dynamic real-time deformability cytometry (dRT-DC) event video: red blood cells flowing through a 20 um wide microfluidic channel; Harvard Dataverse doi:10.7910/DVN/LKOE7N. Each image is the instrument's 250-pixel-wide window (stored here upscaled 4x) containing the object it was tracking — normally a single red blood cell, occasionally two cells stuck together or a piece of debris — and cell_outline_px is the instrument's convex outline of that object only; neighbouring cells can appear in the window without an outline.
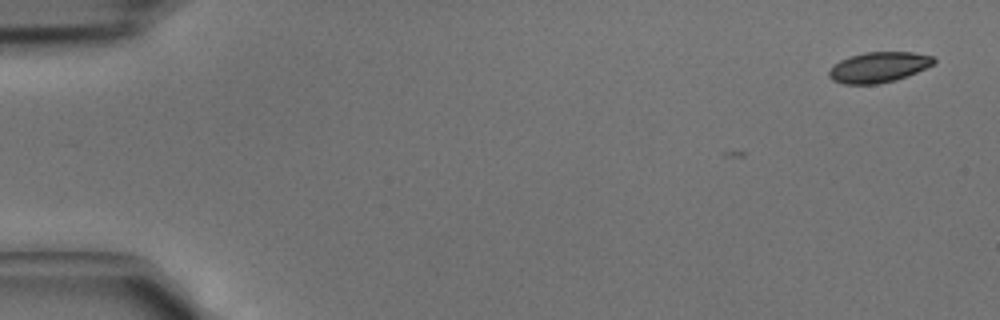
{"species": "common noctule bat (a hibernating species)", "species_latin": "Nyctalus noctula", "temperature_condition": "cold", "stored_images_in_passage": 4, "camera_frame_rate_fps": 3000, "um_per_image_px": 0.085, "animal": {"sex": "male", "body_mass_g": 15.6}, "frame": {"image": 1, "passage_image": 4, "time_ms": 1.0, "image_size_px": [1000, 320], "cell_outline_px": [[936, 64], [896, 80], [876, 84], [844, 84], [832, 80], [828, 76], [828, 72], [840, 60], [848, 56], [864, 52], [912, 52], [932, 56], [936, 60]], "centroid_in_image_um": [74.69, 5.71], "position_along_channel_um": 10.3, "area_um2": 18.61}}